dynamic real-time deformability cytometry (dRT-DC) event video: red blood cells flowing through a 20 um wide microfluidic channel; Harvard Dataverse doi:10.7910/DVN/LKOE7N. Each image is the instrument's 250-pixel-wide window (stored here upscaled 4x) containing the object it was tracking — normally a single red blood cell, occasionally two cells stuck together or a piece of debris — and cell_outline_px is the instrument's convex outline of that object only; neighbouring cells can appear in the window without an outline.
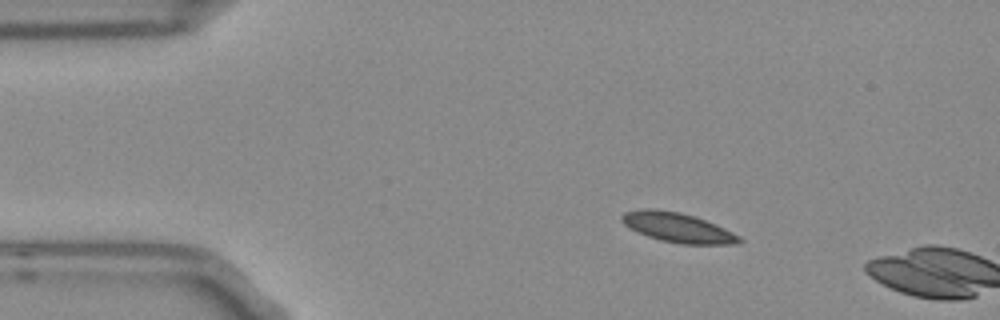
{"species": "Egyptian fruit bat (a non-hibernating species)", "species_latin": "Rousettus aegyptiacus", "temperature_condition": "room temperature", "stored_images_in_passage": 4, "camera_frame_rate_fps": 3000, "um_per_image_px": 0.085, "frame": {"image": 1, "passage_image": 1, "time_ms": 0.0, "image_size_px": [1000, 320], "cell_outline_px": [[744, 240], [732, 244], [680, 244], [660, 240], [648, 236], [624, 224], [620, 220], [620, 216], [624, 212], [640, 208], [656, 208], [680, 212], [716, 224], [740, 236]], "centroid_in_image_um": [57.58, 19.32], "position_along_channel_um": 27.4, "area_um2": 20.17}}